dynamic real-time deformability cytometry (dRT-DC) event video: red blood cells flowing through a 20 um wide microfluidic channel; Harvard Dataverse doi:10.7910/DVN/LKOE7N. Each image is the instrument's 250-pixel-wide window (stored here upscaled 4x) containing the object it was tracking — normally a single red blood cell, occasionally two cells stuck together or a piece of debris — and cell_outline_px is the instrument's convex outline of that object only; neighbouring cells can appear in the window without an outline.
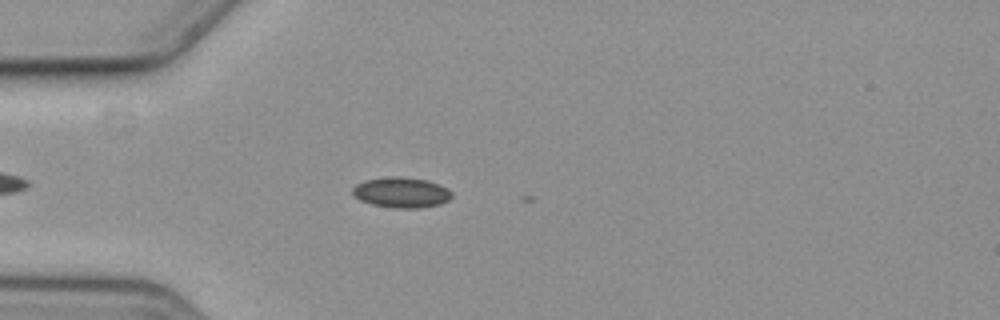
{"species": "common noctule bat (a hibernating species)", "species_latin": "Nyctalus noctula", "temperature_condition": "cold", "stored_images_in_passage": 9, "camera_frame_rate_fps": 3000, "um_per_image_px": 0.085, "animal": {"sex": "female", "body_mass_g": 19.3, "forearm_length_mm": 54.1}, "frame": {"image": 1, "passage_image": 8, "time_ms": 2.333, "image_size_px": [1000, 320], "cell_outline_px": [[452, 196], [448, 200], [440, 204], [420, 208], [392, 208], [372, 204], [360, 200], [352, 192], [352, 188], [356, 184], [364, 180], [392, 176], [400, 176], [428, 180], [448, 188], [452, 192]], "centroid_in_image_um": [34.13, 16.35], "position_along_channel_um": 50.9, "area_um2": 17.69}}